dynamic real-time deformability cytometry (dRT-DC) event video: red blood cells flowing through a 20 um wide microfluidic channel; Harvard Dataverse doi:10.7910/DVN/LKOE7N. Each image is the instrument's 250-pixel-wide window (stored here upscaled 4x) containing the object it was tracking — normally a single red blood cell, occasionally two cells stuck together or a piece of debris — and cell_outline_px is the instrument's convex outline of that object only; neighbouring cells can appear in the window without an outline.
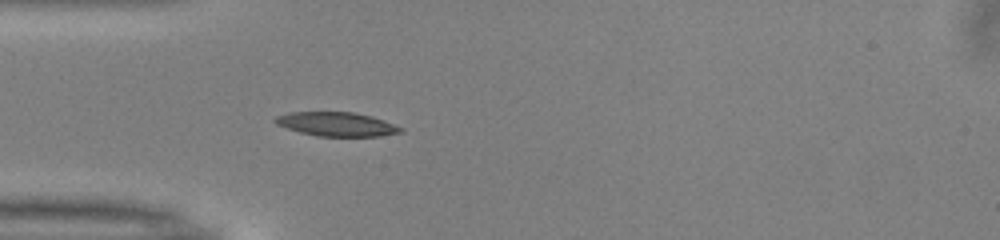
{"species": "common noctule bat (a hibernating species)", "species_latin": "Nyctalus noctula", "temperature_condition": "warm", "stored_images_in_passage": 37, "camera_frame_rate_fps": 3000, "um_per_image_px": 0.085, "animal": {"sex": "male", "body_mass_g": 13.0, "forearm_length_mm": 53.1}, "frame": {"image": 1, "passage_image": 1, "time_ms": 0.0, "image_size_px": [1000, 240], "cell_outline_px": [[404, 132], [380, 136], [316, 136], [300, 132], [276, 124], [272, 120], [276, 116], [288, 112], [352, 112], [372, 116], [404, 128]], "centroid_in_image_um": [28.61, 10.55], "position_along_channel_um": 56.4, "area_um2": 17.57}}
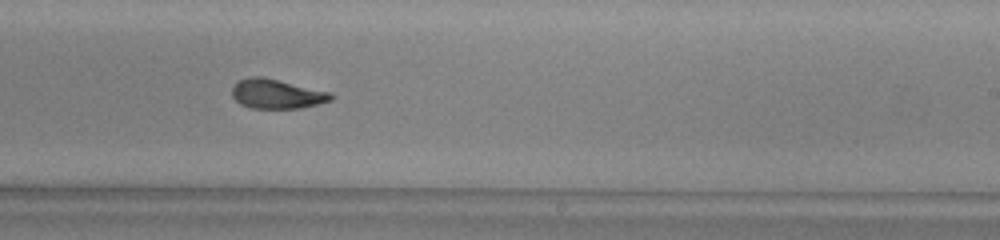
{"frame": {"image": 2, "passage_image": 17, "time_ms": 5.333, "image_size_px": [1000, 240], "cell_outline_px": [[336, 96], [332, 100], [300, 108], [252, 108], [240, 104], [232, 96], [232, 88], [236, 80], [248, 76], [260, 76], [332, 92]], "centroid_in_image_um": [23.51, 7.97], "position_along_channel_um": 265.5, "area_um2": 17.11}}
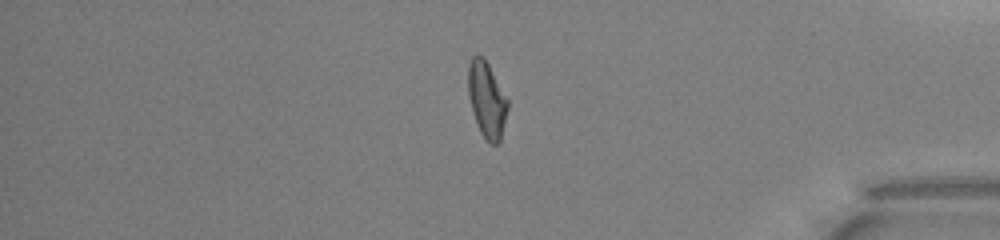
{"frame": {"image": 3, "passage_image": 29, "time_ms": 9.333, "image_size_px": [1000, 240], "cell_outline_px": [[508, 108], [500, 140], [496, 144], [488, 144], [480, 132], [472, 112], [468, 96], [468, 64], [472, 56], [484, 56], [508, 96]], "centroid_in_image_um": [41.38, 8.45], "position_along_channel_um": 393.8, "area_um2": 17.86}, "authors_computed_cell_mechanics": {"area_um2": 17.5134, "velocity_mm_per_s": 4.0095, "shape_relaxation_time_tau1_ms": 3.1583, "shape_relaxation_time_tau2_ms": 1.9477, "deformation_change_tau1": 0.1509, "deformation_change_tau2": 0.087}}